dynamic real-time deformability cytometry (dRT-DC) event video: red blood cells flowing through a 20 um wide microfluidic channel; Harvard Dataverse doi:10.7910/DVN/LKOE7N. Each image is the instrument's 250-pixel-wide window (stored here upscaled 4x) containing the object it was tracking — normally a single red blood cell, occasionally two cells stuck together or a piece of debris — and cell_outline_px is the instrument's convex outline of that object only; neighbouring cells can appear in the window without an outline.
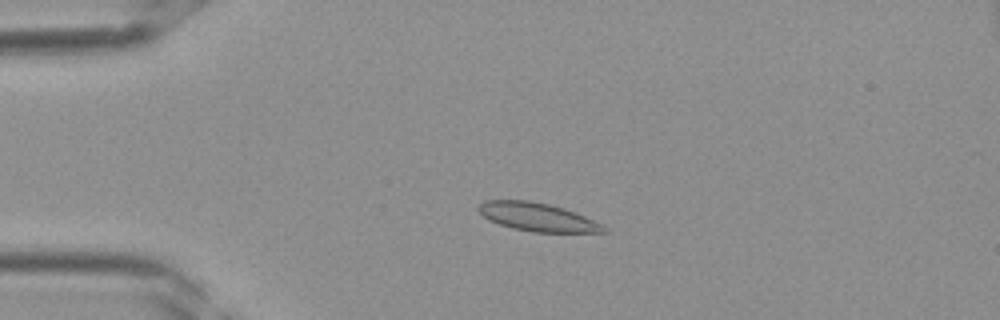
{"species": "Egyptian fruit bat (a non-hibernating species)", "species_latin": "Rousettus aegyptiacus", "temperature_condition": "room temperature", "stored_images_in_passage": 38, "camera_frame_rate_fps": 3000, "um_per_image_px": 0.085, "frame": {"image": 1, "passage_image": 8, "time_ms": 2.333, "image_size_px": [1000, 320], "cell_outline_px": [[608, 232], [532, 232], [512, 228], [488, 220], [476, 208], [484, 200], [528, 200], [548, 204], [564, 208], [604, 224], [608, 228]], "centroid_in_image_um": [45.7, 18.45], "position_along_channel_um": 39.3, "area_um2": 20.69}}
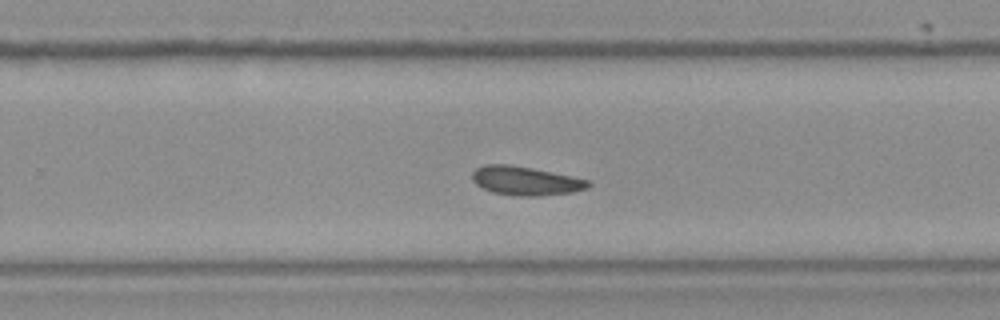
{"frame": {"image": 2, "passage_image": 24, "time_ms": 7.667, "image_size_px": [1000, 320], "cell_outline_px": [[592, 184], [588, 188], [572, 192], [536, 196], [516, 196], [492, 192], [476, 184], [472, 180], [472, 172], [476, 168], [484, 164], [508, 164], [532, 168], [572, 176], [588, 180]], "centroid_in_image_um": [44.66, 15.36], "position_along_channel_um": 285.1, "area_um2": 19.48}}
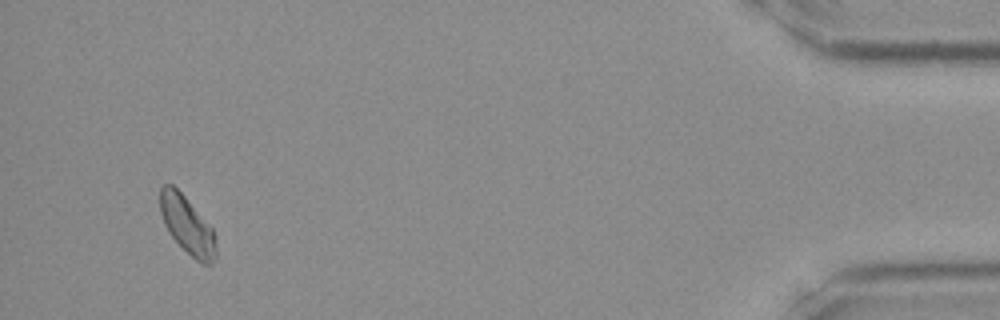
{"frame": {"image": 3, "passage_image": 36, "time_ms": 11.667, "image_size_px": [1000, 320], "cell_outline_px": [[216, 256], [212, 264], [200, 264], [168, 232], [164, 224], [160, 212], [160, 188], [164, 184], [172, 184], [184, 196], [212, 228], [216, 236]], "centroid_in_image_um": [15.92, 19.15], "position_along_channel_um": 419.3, "area_um2": 18.55}}